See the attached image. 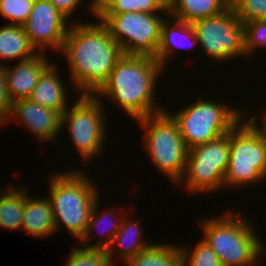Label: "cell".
<instances>
[{
    "label": "cell",
    "instance_id": "1",
    "mask_svg": "<svg viewBox=\"0 0 266 266\" xmlns=\"http://www.w3.org/2000/svg\"><path fill=\"white\" fill-rule=\"evenodd\" d=\"M61 51L68 61L70 78L81 94H95L124 55L100 20L97 24L70 25Z\"/></svg>",
    "mask_w": 266,
    "mask_h": 266
},
{
    "label": "cell",
    "instance_id": "2",
    "mask_svg": "<svg viewBox=\"0 0 266 266\" xmlns=\"http://www.w3.org/2000/svg\"><path fill=\"white\" fill-rule=\"evenodd\" d=\"M161 71L162 66L152 56L124 54L94 95L112 99L135 120L163 112V107L154 104L153 96Z\"/></svg>",
    "mask_w": 266,
    "mask_h": 266
},
{
    "label": "cell",
    "instance_id": "3",
    "mask_svg": "<svg viewBox=\"0 0 266 266\" xmlns=\"http://www.w3.org/2000/svg\"><path fill=\"white\" fill-rule=\"evenodd\" d=\"M85 174L75 169L71 172L53 173L51 179H48V198L52 204L56 231L63 224L79 240L86 231L93 207L99 199L94 179Z\"/></svg>",
    "mask_w": 266,
    "mask_h": 266
},
{
    "label": "cell",
    "instance_id": "4",
    "mask_svg": "<svg viewBox=\"0 0 266 266\" xmlns=\"http://www.w3.org/2000/svg\"><path fill=\"white\" fill-rule=\"evenodd\" d=\"M233 213L229 211L202 221L203 240L223 266H258L259 256L264 254L263 242L253 229L252 222Z\"/></svg>",
    "mask_w": 266,
    "mask_h": 266
},
{
    "label": "cell",
    "instance_id": "5",
    "mask_svg": "<svg viewBox=\"0 0 266 266\" xmlns=\"http://www.w3.org/2000/svg\"><path fill=\"white\" fill-rule=\"evenodd\" d=\"M136 121L146 129L144 146L152 162L170 181L179 184L185 172L188 149L177 123L167 110Z\"/></svg>",
    "mask_w": 266,
    "mask_h": 266
},
{
    "label": "cell",
    "instance_id": "6",
    "mask_svg": "<svg viewBox=\"0 0 266 266\" xmlns=\"http://www.w3.org/2000/svg\"><path fill=\"white\" fill-rule=\"evenodd\" d=\"M225 105L200 99L174 114L168 113L177 123L188 150L228 134L242 122L245 112Z\"/></svg>",
    "mask_w": 266,
    "mask_h": 266
},
{
    "label": "cell",
    "instance_id": "7",
    "mask_svg": "<svg viewBox=\"0 0 266 266\" xmlns=\"http://www.w3.org/2000/svg\"><path fill=\"white\" fill-rule=\"evenodd\" d=\"M230 131L229 165L225 186L240 187L266 179V138L249 120L243 118Z\"/></svg>",
    "mask_w": 266,
    "mask_h": 266
},
{
    "label": "cell",
    "instance_id": "8",
    "mask_svg": "<svg viewBox=\"0 0 266 266\" xmlns=\"http://www.w3.org/2000/svg\"><path fill=\"white\" fill-rule=\"evenodd\" d=\"M76 97L77 100L62 114V129L65 125L69 127L72 141L85 162L102 154L106 119L101 97L94 94Z\"/></svg>",
    "mask_w": 266,
    "mask_h": 266
},
{
    "label": "cell",
    "instance_id": "9",
    "mask_svg": "<svg viewBox=\"0 0 266 266\" xmlns=\"http://www.w3.org/2000/svg\"><path fill=\"white\" fill-rule=\"evenodd\" d=\"M96 19L106 26L125 55H156L164 17H159V14L127 12L97 14Z\"/></svg>",
    "mask_w": 266,
    "mask_h": 266
},
{
    "label": "cell",
    "instance_id": "10",
    "mask_svg": "<svg viewBox=\"0 0 266 266\" xmlns=\"http://www.w3.org/2000/svg\"><path fill=\"white\" fill-rule=\"evenodd\" d=\"M229 155L230 132L189 149L185 172L181 179L186 189L196 194L209 191L211 193L223 188Z\"/></svg>",
    "mask_w": 266,
    "mask_h": 266
},
{
    "label": "cell",
    "instance_id": "11",
    "mask_svg": "<svg viewBox=\"0 0 266 266\" xmlns=\"http://www.w3.org/2000/svg\"><path fill=\"white\" fill-rule=\"evenodd\" d=\"M192 26L198 45L215 61L247 57L245 26L232 6L218 15L197 20Z\"/></svg>",
    "mask_w": 266,
    "mask_h": 266
},
{
    "label": "cell",
    "instance_id": "12",
    "mask_svg": "<svg viewBox=\"0 0 266 266\" xmlns=\"http://www.w3.org/2000/svg\"><path fill=\"white\" fill-rule=\"evenodd\" d=\"M22 26L38 53L45 52L47 47L60 52L69 30L68 19L48 0H35L32 11Z\"/></svg>",
    "mask_w": 266,
    "mask_h": 266
},
{
    "label": "cell",
    "instance_id": "13",
    "mask_svg": "<svg viewBox=\"0 0 266 266\" xmlns=\"http://www.w3.org/2000/svg\"><path fill=\"white\" fill-rule=\"evenodd\" d=\"M18 119L39 140L53 141L62 129V114L43 107L30 99L12 102V110L7 120Z\"/></svg>",
    "mask_w": 266,
    "mask_h": 266
},
{
    "label": "cell",
    "instance_id": "14",
    "mask_svg": "<svg viewBox=\"0 0 266 266\" xmlns=\"http://www.w3.org/2000/svg\"><path fill=\"white\" fill-rule=\"evenodd\" d=\"M48 62L45 53H38L29 59L18 61L14 67L5 66L7 92L12 102L29 99L39 76L49 65Z\"/></svg>",
    "mask_w": 266,
    "mask_h": 266
},
{
    "label": "cell",
    "instance_id": "15",
    "mask_svg": "<svg viewBox=\"0 0 266 266\" xmlns=\"http://www.w3.org/2000/svg\"><path fill=\"white\" fill-rule=\"evenodd\" d=\"M56 66V64L50 63L44 69L29 99L43 107L63 114L68 108L67 92Z\"/></svg>",
    "mask_w": 266,
    "mask_h": 266
},
{
    "label": "cell",
    "instance_id": "16",
    "mask_svg": "<svg viewBox=\"0 0 266 266\" xmlns=\"http://www.w3.org/2000/svg\"><path fill=\"white\" fill-rule=\"evenodd\" d=\"M21 229L29 235L44 239L56 232L55 217L49 198H33L26 192Z\"/></svg>",
    "mask_w": 266,
    "mask_h": 266
},
{
    "label": "cell",
    "instance_id": "17",
    "mask_svg": "<svg viewBox=\"0 0 266 266\" xmlns=\"http://www.w3.org/2000/svg\"><path fill=\"white\" fill-rule=\"evenodd\" d=\"M171 19L173 20H171V22L169 21V23L166 18L162 22L160 44L156 55L154 56V58L160 63L162 68L166 66V63L169 61V57L172 53H174L176 47L187 48L189 46L190 48H192L195 47V44H199L194 27L191 23L176 18ZM172 22L174 23V25L171 24ZM169 24H171V26ZM179 34L183 37L182 39L185 38V40H183L184 43L182 39H178ZM185 41H187V43ZM185 44H188V46ZM189 47L188 49H190Z\"/></svg>",
    "mask_w": 266,
    "mask_h": 266
},
{
    "label": "cell",
    "instance_id": "18",
    "mask_svg": "<svg viewBox=\"0 0 266 266\" xmlns=\"http://www.w3.org/2000/svg\"><path fill=\"white\" fill-rule=\"evenodd\" d=\"M127 217L128 215L123 217L121 226L115 234L114 240L112 241L110 247L107 249L112 263L114 260L112 258L114 256V251H118L116 255H119V257L126 262L128 259L135 257L139 252L153 245L152 243L148 244V242H146V244L144 242L145 240H142L143 231H141V226L138 224L139 222L135 220L132 221V218H130V220L126 219ZM115 246H118L119 248Z\"/></svg>",
    "mask_w": 266,
    "mask_h": 266
},
{
    "label": "cell",
    "instance_id": "19",
    "mask_svg": "<svg viewBox=\"0 0 266 266\" xmlns=\"http://www.w3.org/2000/svg\"><path fill=\"white\" fill-rule=\"evenodd\" d=\"M231 6V0H173L169 15L188 23L218 15Z\"/></svg>",
    "mask_w": 266,
    "mask_h": 266
},
{
    "label": "cell",
    "instance_id": "20",
    "mask_svg": "<svg viewBox=\"0 0 266 266\" xmlns=\"http://www.w3.org/2000/svg\"><path fill=\"white\" fill-rule=\"evenodd\" d=\"M35 52L22 25L9 23L0 28V59L23 61L38 54Z\"/></svg>",
    "mask_w": 266,
    "mask_h": 266
},
{
    "label": "cell",
    "instance_id": "21",
    "mask_svg": "<svg viewBox=\"0 0 266 266\" xmlns=\"http://www.w3.org/2000/svg\"><path fill=\"white\" fill-rule=\"evenodd\" d=\"M22 189L10 186L5 193L0 192V227L3 229H21L27 188Z\"/></svg>",
    "mask_w": 266,
    "mask_h": 266
},
{
    "label": "cell",
    "instance_id": "22",
    "mask_svg": "<svg viewBox=\"0 0 266 266\" xmlns=\"http://www.w3.org/2000/svg\"><path fill=\"white\" fill-rule=\"evenodd\" d=\"M153 244L126 261L128 266H183L181 246Z\"/></svg>",
    "mask_w": 266,
    "mask_h": 266
},
{
    "label": "cell",
    "instance_id": "23",
    "mask_svg": "<svg viewBox=\"0 0 266 266\" xmlns=\"http://www.w3.org/2000/svg\"><path fill=\"white\" fill-rule=\"evenodd\" d=\"M127 12H143L147 14L166 13L169 17L168 5L163 0H105L98 8L97 14H123Z\"/></svg>",
    "mask_w": 266,
    "mask_h": 266
},
{
    "label": "cell",
    "instance_id": "24",
    "mask_svg": "<svg viewBox=\"0 0 266 266\" xmlns=\"http://www.w3.org/2000/svg\"><path fill=\"white\" fill-rule=\"evenodd\" d=\"M98 202H99V200L96 201V203L93 207V210L91 212V216H90V219H89V222H88V225H87V228H86L84 235L78 241H80L81 244L83 243L82 245H85V247L83 246V248H86V249L107 250L110 247L112 241L114 240V236L117 233V231L119 230V227L121 226V223H122L124 216L122 215L121 218H118V216L116 217V216L112 215L113 218L114 219L116 218V219H115V223L111 225V228H108L107 232H109V233L106 234L107 236H105V238H101V241L99 240L98 242H96V244H94V245L89 244V246H88V241L89 240L91 241L92 237L94 236L93 234H91L93 232L92 231L93 228L96 229V227L100 226L102 221H105V223L106 222L109 223V220L107 218L109 216L111 217L109 209L107 212H106L107 209H105V211L102 213V215H99V211H98L99 206L98 205L100 203H98ZM113 218L111 217L109 219L113 220ZM110 223H112V222H110Z\"/></svg>",
    "mask_w": 266,
    "mask_h": 266
},
{
    "label": "cell",
    "instance_id": "25",
    "mask_svg": "<svg viewBox=\"0 0 266 266\" xmlns=\"http://www.w3.org/2000/svg\"><path fill=\"white\" fill-rule=\"evenodd\" d=\"M64 266H113L107 250L77 247L68 255Z\"/></svg>",
    "mask_w": 266,
    "mask_h": 266
},
{
    "label": "cell",
    "instance_id": "26",
    "mask_svg": "<svg viewBox=\"0 0 266 266\" xmlns=\"http://www.w3.org/2000/svg\"><path fill=\"white\" fill-rule=\"evenodd\" d=\"M183 266H223L217 255L203 239L193 248L187 250L181 247Z\"/></svg>",
    "mask_w": 266,
    "mask_h": 266
},
{
    "label": "cell",
    "instance_id": "27",
    "mask_svg": "<svg viewBox=\"0 0 266 266\" xmlns=\"http://www.w3.org/2000/svg\"><path fill=\"white\" fill-rule=\"evenodd\" d=\"M35 0H0V15L10 24L23 25L28 19Z\"/></svg>",
    "mask_w": 266,
    "mask_h": 266
},
{
    "label": "cell",
    "instance_id": "28",
    "mask_svg": "<svg viewBox=\"0 0 266 266\" xmlns=\"http://www.w3.org/2000/svg\"><path fill=\"white\" fill-rule=\"evenodd\" d=\"M231 6L243 24L266 19V0H231Z\"/></svg>",
    "mask_w": 266,
    "mask_h": 266
},
{
    "label": "cell",
    "instance_id": "29",
    "mask_svg": "<svg viewBox=\"0 0 266 266\" xmlns=\"http://www.w3.org/2000/svg\"><path fill=\"white\" fill-rule=\"evenodd\" d=\"M245 53L249 58L256 48L266 47V19L244 23Z\"/></svg>",
    "mask_w": 266,
    "mask_h": 266
},
{
    "label": "cell",
    "instance_id": "30",
    "mask_svg": "<svg viewBox=\"0 0 266 266\" xmlns=\"http://www.w3.org/2000/svg\"><path fill=\"white\" fill-rule=\"evenodd\" d=\"M12 110V101L10 100L6 86L5 65L0 64V117L7 123Z\"/></svg>",
    "mask_w": 266,
    "mask_h": 266
},
{
    "label": "cell",
    "instance_id": "31",
    "mask_svg": "<svg viewBox=\"0 0 266 266\" xmlns=\"http://www.w3.org/2000/svg\"><path fill=\"white\" fill-rule=\"evenodd\" d=\"M53 6L61 12L67 19L77 9L83 0H48Z\"/></svg>",
    "mask_w": 266,
    "mask_h": 266
},
{
    "label": "cell",
    "instance_id": "32",
    "mask_svg": "<svg viewBox=\"0 0 266 266\" xmlns=\"http://www.w3.org/2000/svg\"><path fill=\"white\" fill-rule=\"evenodd\" d=\"M249 120L255 125V127L264 135V137L266 138V114L263 115L262 118V125L258 126L257 123V115H252V117L249 118ZM264 122V123H263Z\"/></svg>",
    "mask_w": 266,
    "mask_h": 266
},
{
    "label": "cell",
    "instance_id": "33",
    "mask_svg": "<svg viewBox=\"0 0 266 266\" xmlns=\"http://www.w3.org/2000/svg\"><path fill=\"white\" fill-rule=\"evenodd\" d=\"M89 7H90L89 8L90 9V14H93L95 16V18H97V6H96L94 0H92L91 5Z\"/></svg>",
    "mask_w": 266,
    "mask_h": 266
},
{
    "label": "cell",
    "instance_id": "34",
    "mask_svg": "<svg viewBox=\"0 0 266 266\" xmlns=\"http://www.w3.org/2000/svg\"><path fill=\"white\" fill-rule=\"evenodd\" d=\"M105 0H94L97 8L104 2Z\"/></svg>",
    "mask_w": 266,
    "mask_h": 266
},
{
    "label": "cell",
    "instance_id": "35",
    "mask_svg": "<svg viewBox=\"0 0 266 266\" xmlns=\"http://www.w3.org/2000/svg\"><path fill=\"white\" fill-rule=\"evenodd\" d=\"M167 5H169L173 0H163Z\"/></svg>",
    "mask_w": 266,
    "mask_h": 266
},
{
    "label": "cell",
    "instance_id": "36",
    "mask_svg": "<svg viewBox=\"0 0 266 266\" xmlns=\"http://www.w3.org/2000/svg\"><path fill=\"white\" fill-rule=\"evenodd\" d=\"M2 124H5V121L0 117V126H3Z\"/></svg>",
    "mask_w": 266,
    "mask_h": 266
}]
</instances>
